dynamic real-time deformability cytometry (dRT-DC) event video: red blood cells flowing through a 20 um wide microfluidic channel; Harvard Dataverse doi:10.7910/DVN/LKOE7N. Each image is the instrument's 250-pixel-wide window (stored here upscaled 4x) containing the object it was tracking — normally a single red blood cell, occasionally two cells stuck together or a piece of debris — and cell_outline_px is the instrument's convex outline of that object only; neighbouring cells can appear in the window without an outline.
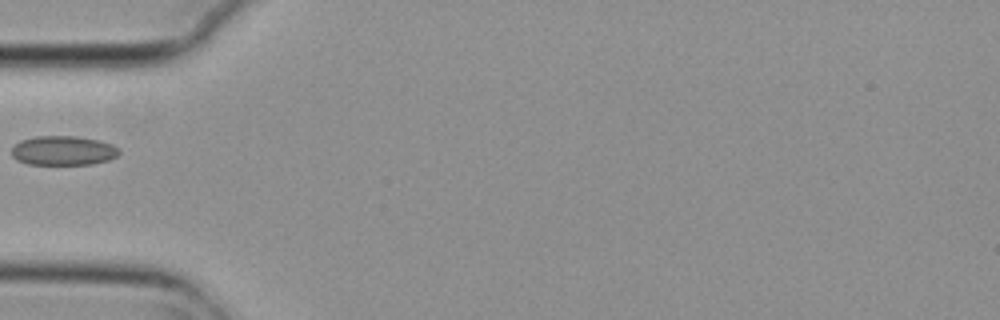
{"species": "common noctule bat (a hibernating species)", "species_latin": "Nyctalus noctula", "temperature_condition": "cold", "stored_images_in_passage": 5, "camera_frame_rate_fps": 3000, "um_per_image_px": 0.085, "animal": {"sex": "female", "body_mass_g": 29.2, "forearm_length_mm": 56.3}, "frame": {"image": 1, "passage_image": 4, "time_ms": 1.0, "image_size_px": [1000, 320], "cell_outline_px": [[120, 152], [116, 156], [108, 160], [92, 164], [28, 164], [16, 160], [12, 156], [12, 148], [20, 140], [36, 136], [76, 136], [96, 140], [112, 144], [120, 148]], "centroid_in_image_um": [5.37, 12.8], "position_along_channel_um": 79.6, "area_um2": 18.38}}
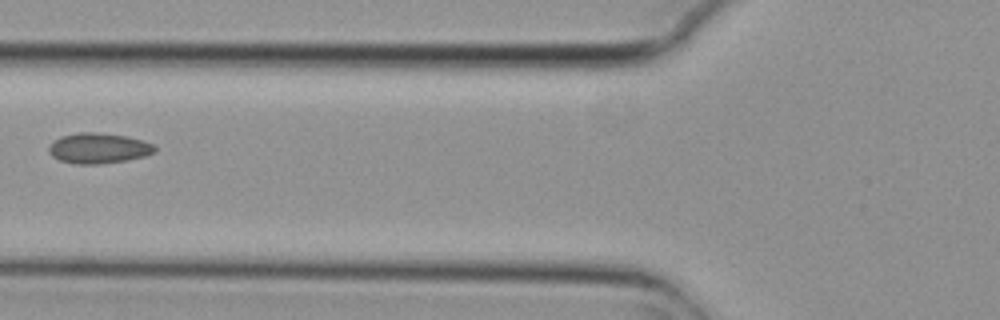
{"frame": {"image": 2, "passage_image": 5, "time_ms": 1.333, "image_size_px": [1000, 320], "cell_outline_px": [[156, 152], [144, 156], [128, 160], [100, 164], [76, 164], [60, 160], [52, 156], [48, 152], [48, 148], [60, 136], [80, 132], [96, 132], [128, 136], [144, 140], [152, 144], [156, 148]], "centroid_in_image_um": [8.4, 12.6], "position_along_channel_um": 117.4, "area_um2": 18.84}}